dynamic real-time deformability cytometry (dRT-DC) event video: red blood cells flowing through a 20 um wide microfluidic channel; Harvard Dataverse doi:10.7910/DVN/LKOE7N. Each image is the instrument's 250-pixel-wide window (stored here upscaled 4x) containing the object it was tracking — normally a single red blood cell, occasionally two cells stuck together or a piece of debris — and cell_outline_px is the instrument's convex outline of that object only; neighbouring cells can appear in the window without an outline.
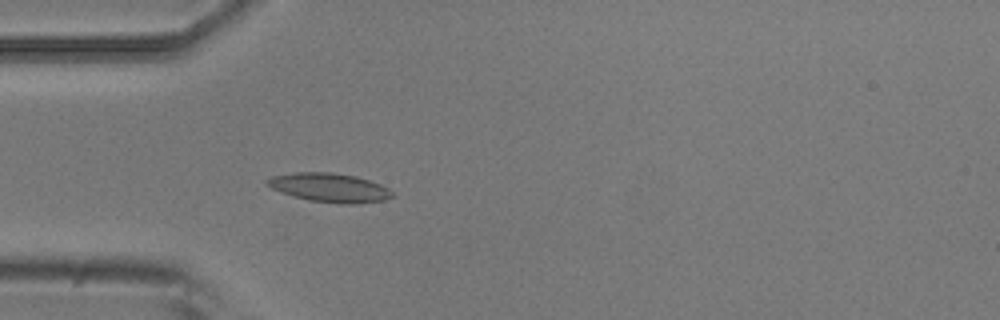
{"species": "common noctule bat (a hibernating species)", "species_latin": "Nyctalus noctula", "temperature_condition": "room temperature", "stored_images_in_passage": 5, "camera_frame_rate_fps": 3000, "um_per_image_px": 0.085, "animal": {"sex": "male", "body_mass_g": 20.5, "forearm_length_mm": 52.5}, "frame": {"image": 1, "passage_image": 5, "time_ms": 1.333, "image_size_px": [1000, 320], "cell_outline_px": [[396, 196], [384, 200], [352, 204], [344, 204], [308, 200], [280, 192], [264, 184], [264, 180], [272, 176], [296, 172], [332, 172], [356, 176], [380, 184], [388, 188]], "centroid_in_image_um": [27.99, 15.94], "position_along_channel_um": 57.0, "area_um2": 21.15}}